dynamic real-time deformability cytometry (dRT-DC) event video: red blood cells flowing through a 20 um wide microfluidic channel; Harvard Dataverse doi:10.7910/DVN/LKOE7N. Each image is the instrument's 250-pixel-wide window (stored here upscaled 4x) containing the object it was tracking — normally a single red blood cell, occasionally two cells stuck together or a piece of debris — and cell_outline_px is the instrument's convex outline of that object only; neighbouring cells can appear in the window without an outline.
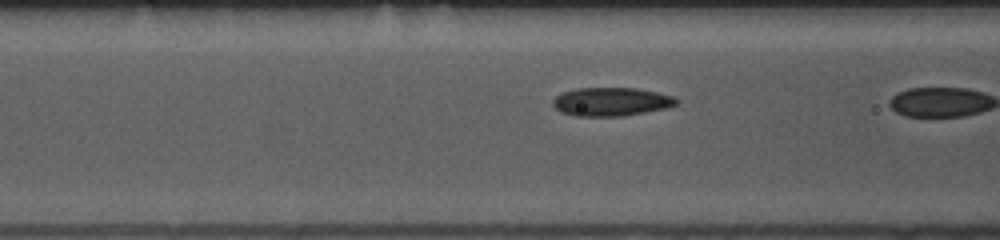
{"species": "common noctule bat (a hibernating species)", "species_latin": "Nyctalus noctula", "temperature_condition": "room temperature", "stored_images_in_passage": 17, "camera_frame_rate_fps": 3000, "um_per_image_px": 0.085, "animal": {"sex": "female", "body_mass_g": 10.0, "forearm_length_mm": 53.1}, "frame": {"image": 1, "passage_image": 16, "time_ms": 5.0, "image_size_px": [1000, 240], "cell_outline_px": [[676, 104], [668, 108], [624, 116], [576, 116], [560, 112], [552, 104], [552, 100], [556, 96], [564, 92], [576, 88], [636, 88], [676, 96]], "centroid_in_image_um": [51.95, 8.65], "position_along_channel_um": 114.6, "area_um2": 20.58}}